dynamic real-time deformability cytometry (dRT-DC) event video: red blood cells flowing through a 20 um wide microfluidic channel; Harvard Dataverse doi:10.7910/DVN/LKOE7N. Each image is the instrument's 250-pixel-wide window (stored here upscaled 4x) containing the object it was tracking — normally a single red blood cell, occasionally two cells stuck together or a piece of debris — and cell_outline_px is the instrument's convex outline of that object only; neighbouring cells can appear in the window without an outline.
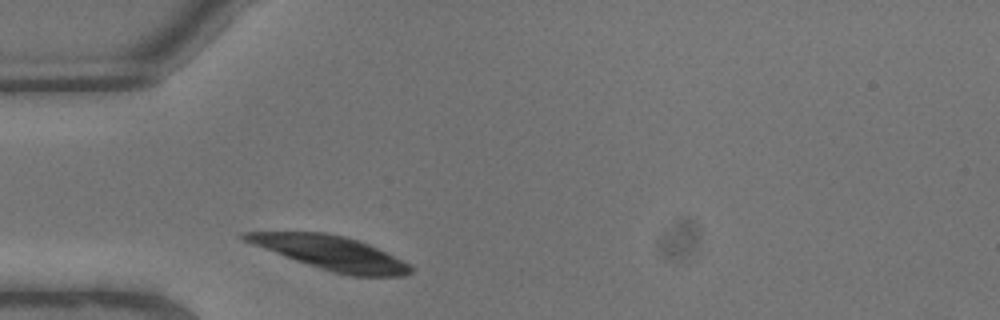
{"species": "common noctule bat (a hibernating species)", "species_latin": "Nyctalus noctula", "temperature_condition": "warm", "stored_images_in_passage": 1, "camera_frame_rate_fps": 3000, "um_per_image_px": 0.085, "animal": {"sex": "male", "body_mass_g": 13.3}, "frame": {"image": 1, "passage_image": 1, "time_ms": 0.0, "image_size_px": [1000, 320], "cell_outline_px": [[412, 272], [404, 276], [352, 276], [332, 272], [296, 260], [240, 240], [236, 236], [244, 232], [324, 232], [344, 236], [360, 240], [412, 264]], "centroid_in_image_um": [28.12, 21.49], "position_along_channel_um": 56.9, "area_um2": 32.71}}